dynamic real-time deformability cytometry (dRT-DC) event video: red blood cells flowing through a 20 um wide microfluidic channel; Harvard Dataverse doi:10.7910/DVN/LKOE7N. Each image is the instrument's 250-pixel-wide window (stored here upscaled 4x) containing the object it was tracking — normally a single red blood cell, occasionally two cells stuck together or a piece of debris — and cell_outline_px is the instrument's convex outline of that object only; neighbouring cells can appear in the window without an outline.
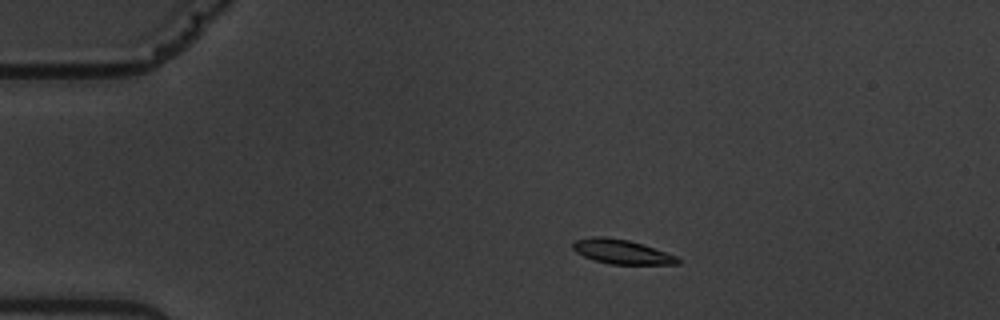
{"species": "common noctule bat (a hibernating species)", "species_latin": "Nyctalus noctula", "temperature_condition": "warm", "stored_images_in_passage": 9, "camera_frame_rate_fps": 3000, "um_per_image_px": 0.085, "animal": {"sex": "male", "body_mass_g": 19.5, "forearm_length_mm": 54.6}, "frame": {"image": 1, "passage_image": 3, "time_ms": 2.333, "image_size_px": [1000, 320], "cell_outline_px": [[680, 264], [612, 264], [596, 260], [584, 256], [576, 252], [572, 248], [572, 244], [576, 240], [592, 236], [604, 236], [628, 240], [644, 244], [676, 256], [680, 260]], "centroid_in_image_um": [52.84, 21.38], "position_along_channel_um": 32.2, "area_um2": 14.8}}
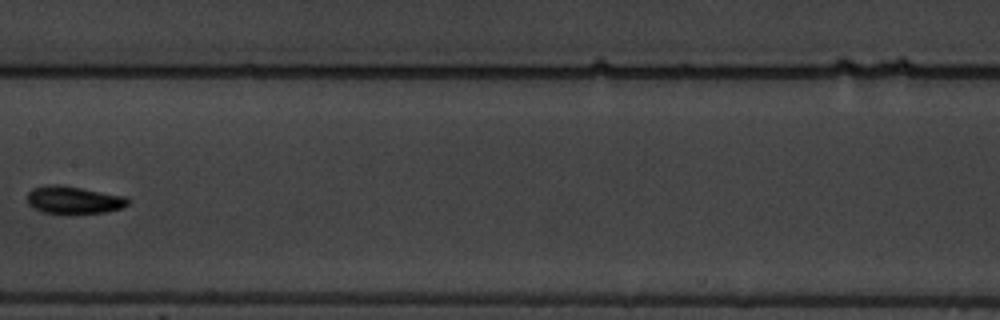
{"frame": {"image": 2, "passage_image": 8, "time_ms": 8.667, "image_size_px": [1000, 320], "cell_outline_px": [[132, 200], [124, 208], [104, 212], [72, 216], [68, 216], [40, 212], [32, 208], [28, 204], [28, 192], [32, 188], [48, 184], [60, 184], [124, 196]], "centroid_in_image_um": [6.24, 17.04], "position_along_channel_um": 201.2, "area_um2": 16.99}}
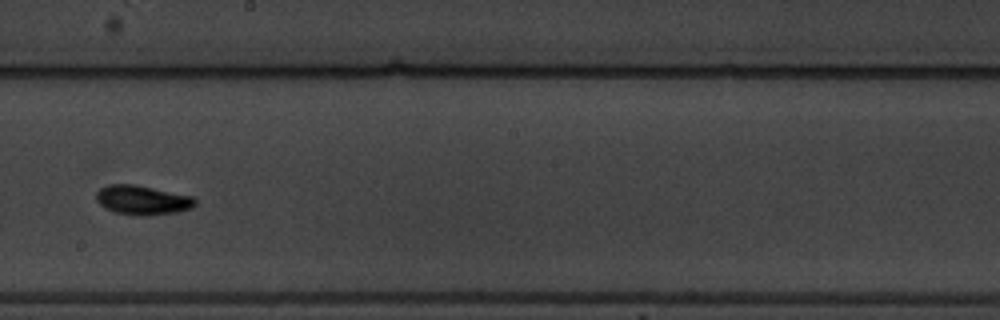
{"frame": {"image": 3, "passage_image": 9, "time_ms": 9.667, "image_size_px": [1000, 320], "cell_outline_px": [[196, 204], [192, 208], [176, 212], [140, 216], [116, 212], [104, 208], [96, 200], [96, 192], [100, 188], [108, 184], [136, 184], [192, 196], [196, 200]], "centroid_in_image_um": [12.09, 16.99], "position_along_channel_um": 236.1, "area_um2": 16.94}}